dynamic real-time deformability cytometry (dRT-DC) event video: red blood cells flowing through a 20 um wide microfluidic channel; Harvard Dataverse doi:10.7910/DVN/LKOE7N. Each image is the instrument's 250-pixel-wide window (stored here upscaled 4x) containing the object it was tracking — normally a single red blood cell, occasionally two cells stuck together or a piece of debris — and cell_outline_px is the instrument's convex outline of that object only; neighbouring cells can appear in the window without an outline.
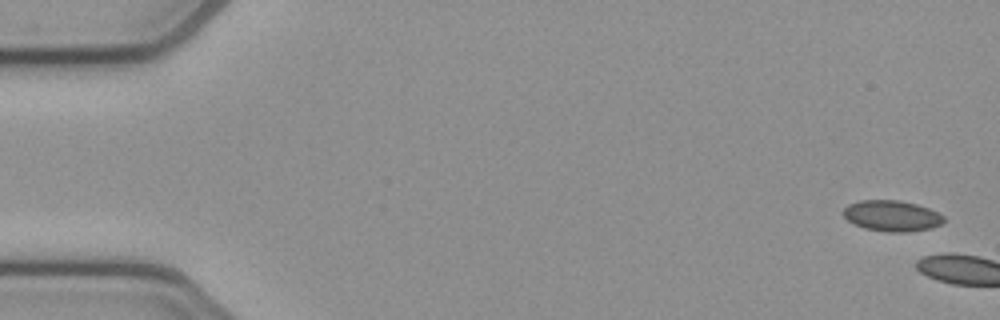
{"species": "common noctule bat (a hibernating species)", "species_latin": "Nyctalus noctula", "temperature_condition": "cold", "stored_images_in_passage": 4, "camera_frame_rate_fps": 3000, "um_per_image_px": 0.085, "animal": {"sex": "female", "body_mass_g": 21.9}, "frame": {"image": 1, "passage_image": 1, "time_ms": 0.0, "image_size_px": [1000, 320], "cell_outline_px": [[944, 220], [940, 224], [932, 228], [908, 232], [884, 232], [864, 228], [848, 220], [840, 212], [848, 204], [860, 200], [900, 200], [916, 204], [928, 208], [944, 216]], "centroid_in_image_um": [75.78, 18.34], "position_along_channel_um": 9.2, "area_um2": 18.15}}